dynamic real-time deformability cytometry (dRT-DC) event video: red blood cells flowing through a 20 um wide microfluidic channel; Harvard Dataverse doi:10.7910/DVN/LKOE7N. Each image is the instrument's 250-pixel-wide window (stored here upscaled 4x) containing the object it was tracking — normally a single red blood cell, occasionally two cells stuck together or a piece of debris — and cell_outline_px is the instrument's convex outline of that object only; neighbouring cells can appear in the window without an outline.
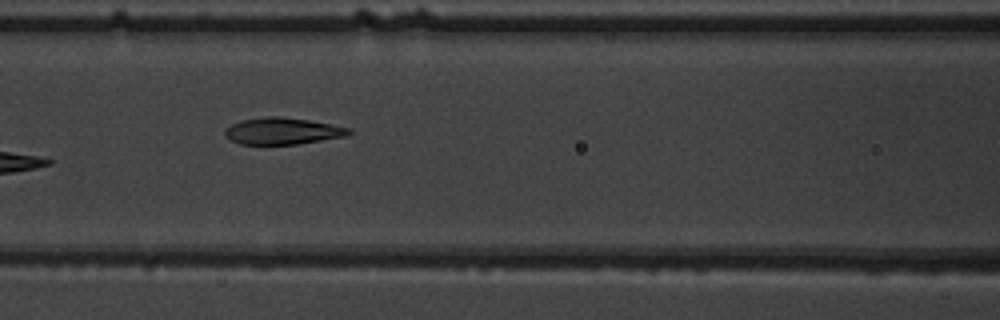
{"species": "common noctule bat (a hibernating species)", "species_latin": "Nyctalus noctula", "temperature_condition": "warm", "stored_images_in_passage": 8, "camera_frame_rate_fps": 3000, "um_per_image_px": 0.085, "animal": {"sex": "male", "body_mass_g": 19.5, "forearm_length_mm": 54.6}, "frame": {"image": 1, "passage_image": 8, "time_ms": 8.0, "image_size_px": [1000, 320], "cell_outline_px": [[352, 132], [348, 136], [296, 144], [240, 144], [224, 136], [224, 128], [240, 120], [264, 116], [280, 116], [308, 120], [332, 124], [352, 128]], "centroid_in_image_um": [24.02, 11.13], "position_along_channel_um": 142.6, "area_um2": 19.48}}